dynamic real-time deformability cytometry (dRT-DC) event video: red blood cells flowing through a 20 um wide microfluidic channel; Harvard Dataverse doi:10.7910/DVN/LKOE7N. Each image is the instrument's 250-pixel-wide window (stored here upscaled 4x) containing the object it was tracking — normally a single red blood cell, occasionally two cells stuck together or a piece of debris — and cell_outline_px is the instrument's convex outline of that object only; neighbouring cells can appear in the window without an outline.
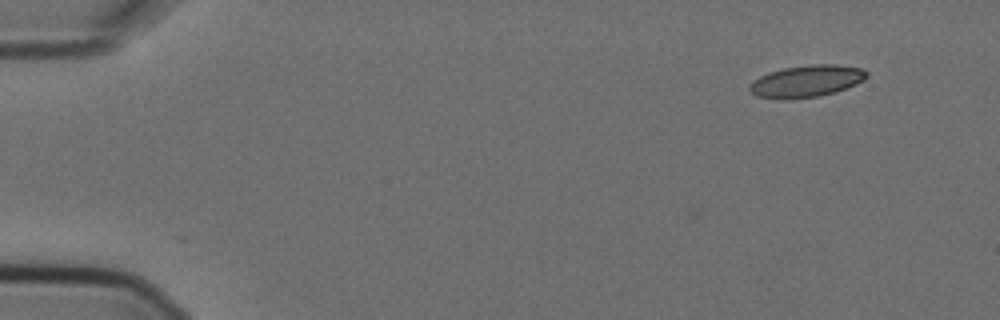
{"species": "Egyptian fruit bat (a non-hibernating species)", "species_latin": "Rousettus aegyptiacus", "temperature_condition": "cold", "stored_images_in_passage": 4, "camera_frame_rate_fps": 3000, "um_per_image_px": 0.085, "animal": {"sex": "female"}, "frame": {"image": 1, "passage_image": 1, "time_ms": 0.0, "image_size_px": [1000, 320], "cell_outline_px": [[868, 76], [864, 80], [856, 84], [836, 92], [820, 96], [792, 100], [776, 100], [756, 96], [748, 92], [748, 88], [752, 80], [768, 72], [784, 68], [816, 64], [836, 64], [864, 68], [868, 72]], "centroid_in_image_um": [68.53, 6.92], "position_along_channel_um": 16.5, "area_um2": 22.37}}
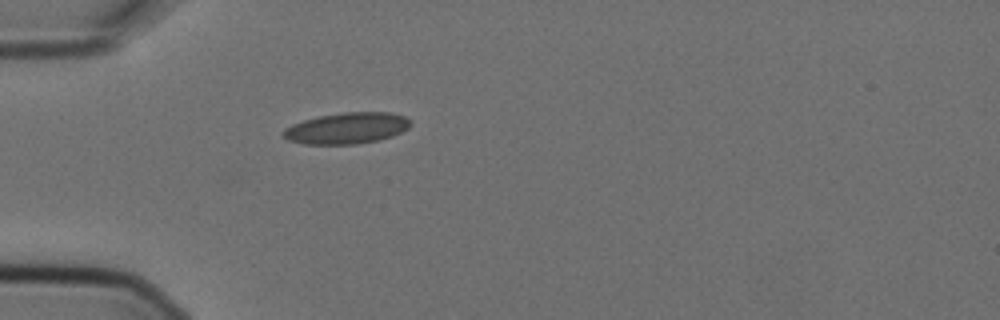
{"frame": {"image": 2, "passage_image": 4, "time_ms": 1.0, "image_size_px": [1000, 320], "cell_outline_px": [[412, 124], [408, 128], [392, 136], [380, 140], [356, 144], [304, 144], [288, 140], [280, 132], [284, 128], [292, 124], [304, 120], [320, 116], [344, 112], [388, 112], [404, 116]], "centroid_in_image_um": [29.46, 10.9], "position_along_channel_um": 55.5, "area_um2": 23.12}}